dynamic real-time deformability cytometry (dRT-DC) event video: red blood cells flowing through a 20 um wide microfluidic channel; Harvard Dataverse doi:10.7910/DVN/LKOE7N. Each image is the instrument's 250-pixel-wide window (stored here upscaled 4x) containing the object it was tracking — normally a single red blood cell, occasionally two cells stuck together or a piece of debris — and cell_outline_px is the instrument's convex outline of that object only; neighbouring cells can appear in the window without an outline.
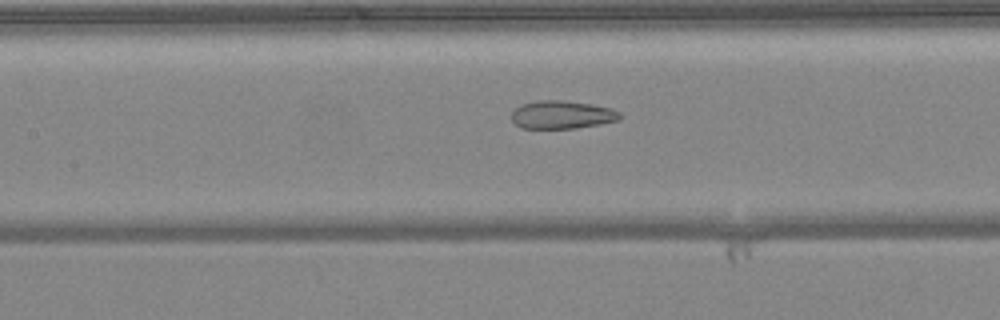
{"species": "common noctule bat (a hibernating species)", "species_latin": "Nyctalus noctula", "temperature_condition": "warm", "stored_images_in_passage": 50, "camera_frame_rate_fps": 3000, "um_per_image_px": 0.085, "animal": {"sex": "female", "body_mass_g": 24.6, "forearm_length_mm": 56.2}, "frame": {"image": 1, "passage_image": 23, "time_ms": 7.333, "image_size_px": [1000, 320], "cell_outline_px": [[620, 120], [600, 124], [576, 128], [520, 128], [512, 120], [512, 112], [520, 104], [540, 100], [560, 100], [592, 104], [612, 108], [620, 112]], "centroid_in_image_um": [47.78, 9.75], "position_along_channel_um": 159.6, "area_um2": 17.74}}
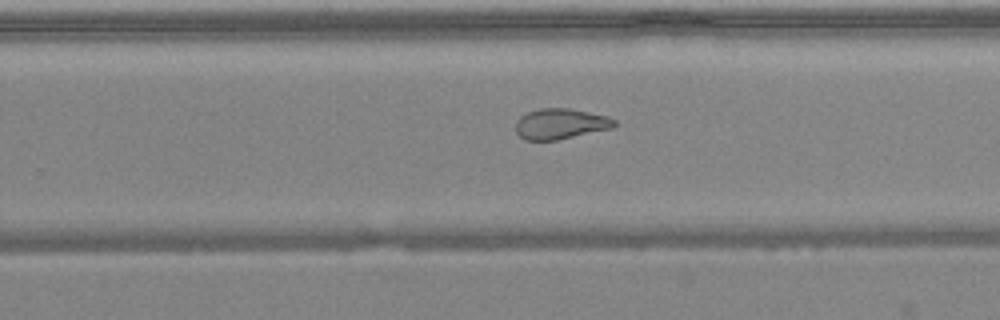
{"frame": {"image": 2, "passage_image": 32, "time_ms": 10.333, "image_size_px": [1000, 320], "cell_outline_px": [[616, 124], [612, 128], [556, 140], [524, 140], [516, 132], [516, 120], [520, 116], [528, 112], [540, 108], [568, 108], [608, 116], [616, 120]], "centroid_in_image_um": [47.62, 10.52], "position_along_channel_um": 282.2, "area_um2": 17.51}}
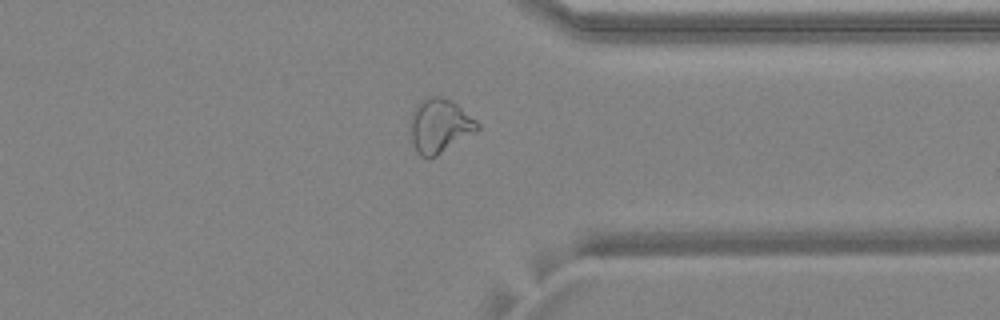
{"frame": {"image": 3, "passage_image": 39, "time_ms": 12.667, "image_size_px": [1000, 320], "cell_outline_px": [[480, 128], [476, 132], [436, 156], [428, 160], [420, 156], [416, 152], [412, 144], [412, 116], [416, 104], [420, 100], [428, 96], [440, 96], [452, 100], [476, 120], [480, 124]], "centroid_in_image_um": [37.38, 10.7], "position_along_channel_um": 374.0, "area_um2": 21.15}, "authors_computed_cell_mechanics": {"area_um2": 22.6576, "velocity_mm_per_s": 4.0987, "shape_relaxation_time_tau1_ms": null, "shape_relaxation_time_tau2_ms": 1.8487, "deformation_change_tau1": null, "deformation_change_tau2": 0.0946}}